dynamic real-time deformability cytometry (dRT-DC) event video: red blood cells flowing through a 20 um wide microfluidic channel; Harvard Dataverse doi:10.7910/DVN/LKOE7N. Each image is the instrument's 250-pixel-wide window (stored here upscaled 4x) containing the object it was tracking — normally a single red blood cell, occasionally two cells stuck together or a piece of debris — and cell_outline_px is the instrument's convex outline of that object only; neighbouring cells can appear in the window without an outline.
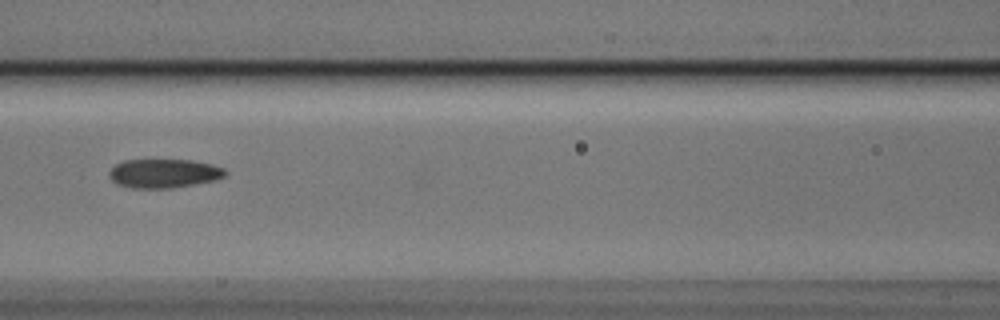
{"species": "Egyptian fruit bat (a non-hibernating species)", "species_latin": "Rousettus aegyptiacus", "temperature_condition": "cold", "stored_images_in_passage": 4, "camera_frame_rate_fps": 3000, "um_per_image_px": 0.085, "animal": {"sex": "male"}, "frame": {"image": 1, "passage_image": 4, "time_ms": 1.0, "image_size_px": [1000, 320], "cell_outline_px": [[228, 172], [224, 176], [216, 180], [172, 188], [132, 188], [116, 184], [112, 180], [108, 172], [116, 164], [124, 160], [192, 160], [212, 164], [224, 168]], "centroid_in_image_um": [13.94, 14.74], "position_along_channel_um": 152.7, "area_um2": 19.59}}